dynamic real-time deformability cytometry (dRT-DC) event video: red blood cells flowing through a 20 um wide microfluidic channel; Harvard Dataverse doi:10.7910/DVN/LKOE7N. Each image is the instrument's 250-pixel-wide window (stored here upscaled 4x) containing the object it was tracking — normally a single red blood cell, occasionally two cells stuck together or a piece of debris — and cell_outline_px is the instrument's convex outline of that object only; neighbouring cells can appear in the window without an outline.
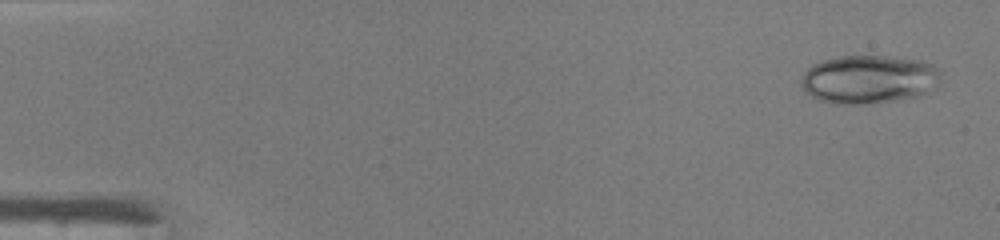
{"species": "common noctule bat (a hibernating species)", "species_latin": "Nyctalus noctula", "temperature_condition": "warm", "stored_images_in_passage": 10, "camera_frame_rate_fps": 3000, "um_per_image_px": 0.085, "animal": {"sex": "male", "body_mass_g": 19.0, "forearm_length_mm": 50.8}, "frame": {"image": 1, "passage_image": 2, "time_ms": 0.333, "image_size_px": [1000, 240], "cell_outline_px": [[940, 80], [936, 88], [920, 96], [900, 100], [860, 104], [832, 104], [820, 100], [812, 96], [800, 84], [800, 80], [804, 72], [812, 64], [824, 60], [840, 56], [884, 56], [916, 60], [932, 64], [940, 72]], "centroid_in_image_um": [73.86, 6.75], "position_along_channel_um": 11.1, "area_um2": 39.54}}